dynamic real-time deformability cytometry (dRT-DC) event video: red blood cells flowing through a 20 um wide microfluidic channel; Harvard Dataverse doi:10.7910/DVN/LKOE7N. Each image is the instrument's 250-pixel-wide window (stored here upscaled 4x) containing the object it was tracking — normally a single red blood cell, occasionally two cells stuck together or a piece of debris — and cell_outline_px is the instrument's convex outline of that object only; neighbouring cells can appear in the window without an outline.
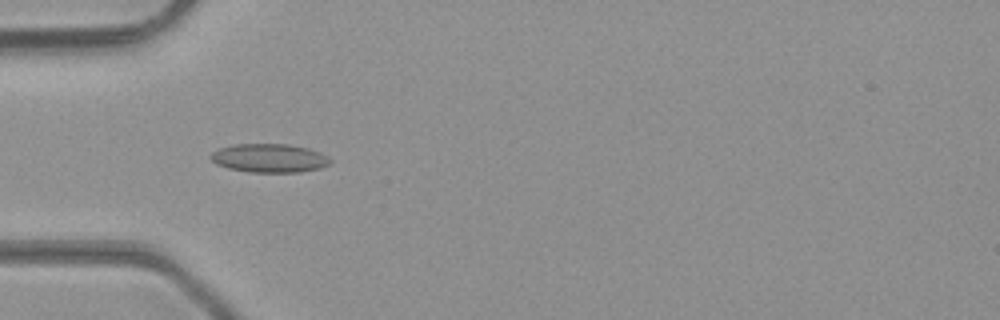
{"species": "common noctule bat (a hibernating species)", "species_latin": "Nyctalus noctula", "temperature_condition": "room temperature", "stored_images_in_passage": 40, "camera_frame_rate_fps": 3000, "um_per_image_px": 0.085, "animal": {"sex": "male", "body_mass_g": 23.1, "forearm_length_mm": 52.7}, "frame": {"image": 1, "passage_image": 8, "time_ms": 2.333, "image_size_px": [1000, 320], "cell_outline_px": [[332, 160], [328, 164], [320, 168], [300, 172], [248, 172], [228, 168], [216, 164], [208, 156], [212, 152], [220, 148], [232, 144], [288, 144], [308, 148], [320, 152]], "centroid_in_image_um": [22.87, 13.44], "position_along_channel_um": 62.1, "area_um2": 20.0}}
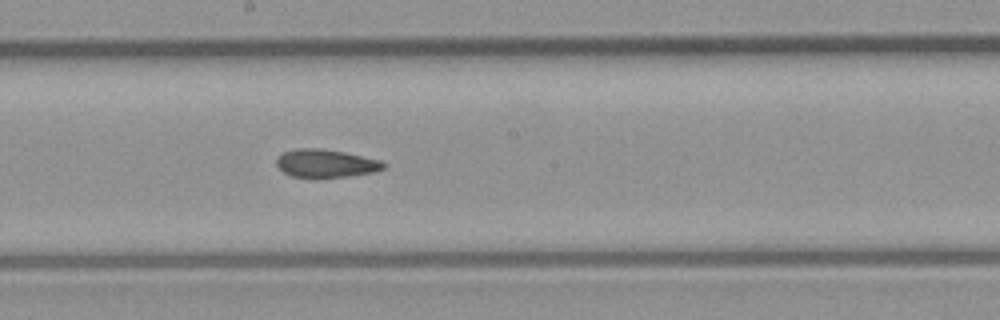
{"frame": {"image": 2, "passage_image": 19, "time_ms": 6.0, "image_size_px": [1000, 320], "cell_outline_px": [[388, 164], [384, 168], [372, 172], [348, 176], [292, 176], [284, 172], [276, 164], [276, 160], [284, 152], [300, 148], [320, 148], [344, 152], [380, 160]], "centroid_in_image_um": [27.72, 13.86], "position_along_channel_um": 220.5, "area_um2": 16.99}}
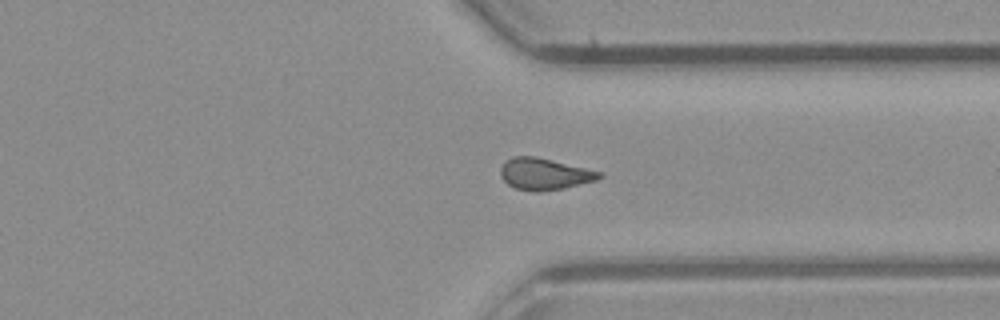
{"frame": {"image": 3, "passage_image": 29, "time_ms": 9.333, "image_size_px": [1000, 320], "cell_outline_px": [[604, 176], [596, 180], [564, 188], [536, 192], [516, 188], [508, 184], [500, 176], [500, 168], [504, 160], [512, 156], [536, 156], [600, 172]], "centroid_in_image_um": [46.22, 14.78], "position_along_channel_um": 365.2, "area_um2": 18.09}, "authors_computed_cell_mechanics": {"area_um2": 17.8602, "velocity_mm_per_s": 4.3434, "shape_relaxation_time_tau1_ms": null, "shape_relaxation_time_tau2_ms": 2.6372, "deformation_change_tau1": null, "deformation_change_tau2": 0.1048}}